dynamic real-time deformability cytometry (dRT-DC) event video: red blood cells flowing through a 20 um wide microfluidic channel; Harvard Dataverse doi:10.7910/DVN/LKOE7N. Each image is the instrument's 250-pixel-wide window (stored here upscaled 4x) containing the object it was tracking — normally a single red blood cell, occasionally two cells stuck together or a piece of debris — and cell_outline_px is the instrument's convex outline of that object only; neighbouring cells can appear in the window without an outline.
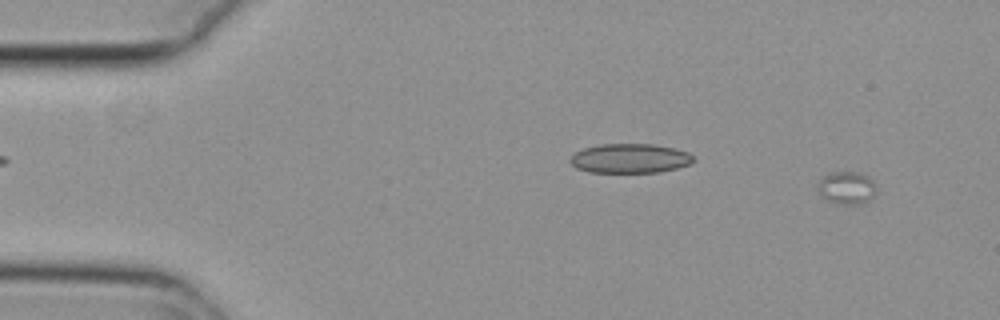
{"species": "common noctule bat (a hibernating species)", "species_latin": "Nyctalus noctula", "temperature_condition": "cold", "stored_images_in_passage": 50, "camera_frame_rate_fps": 3000, "um_per_image_px": 0.085, "animal": {"sex": "female", "body_mass_g": 29.2, "forearm_length_mm": 56.3}, "frame": {"image": 1, "passage_image": 4, "time_ms": 1.0, "image_size_px": [1000, 320], "cell_outline_px": [[876, 192], [868, 200], [860, 204], [832, 204], [820, 196], [816, 188], [816, 184], [828, 172], [860, 172], [868, 176], [876, 184]], "centroid_in_image_um": [71.92, 15.97], "position_along_channel_um": 13.1, "area_um2": 11.5}}